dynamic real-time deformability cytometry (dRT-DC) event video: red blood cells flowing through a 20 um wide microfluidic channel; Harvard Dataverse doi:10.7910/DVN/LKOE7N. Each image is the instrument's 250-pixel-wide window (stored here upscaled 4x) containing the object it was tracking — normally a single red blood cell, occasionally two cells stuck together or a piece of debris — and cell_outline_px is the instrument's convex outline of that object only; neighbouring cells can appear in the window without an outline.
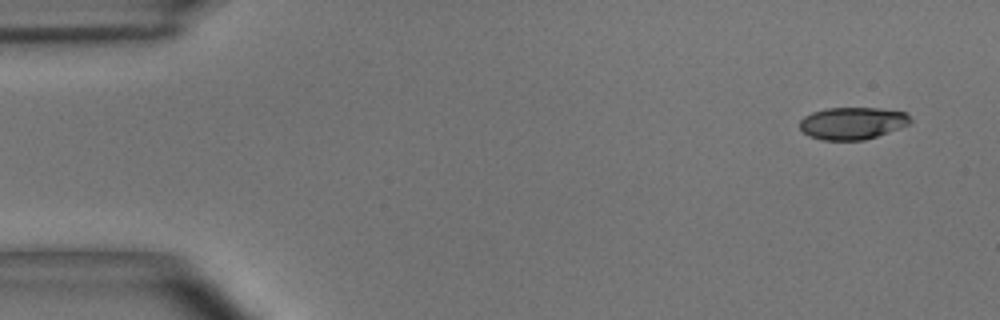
{"species": "common noctule bat (a hibernating species)", "species_latin": "Nyctalus noctula", "temperature_condition": "room temperature", "stored_images_in_passage": 8, "camera_frame_rate_fps": 3000, "um_per_image_px": 0.085, "animal": {"sex": "male", "body_mass_g": 15.6}, "frame": {"image": 1, "passage_image": 1, "time_ms": 0.0, "image_size_px": [1000, 320], "cell_outline_px": [[912, 120], [908, 124], [876, 136], [864, 140], [824, 140], [808, 136], [800, 128], [800, 120], [804, 116], [812, 112], [824, 108], [876, 108], [904, 112]], "centroid_in_image_um": [72.4, 10.47], "position_along_channel_um": 12.6, "area_um2": 20.52}}
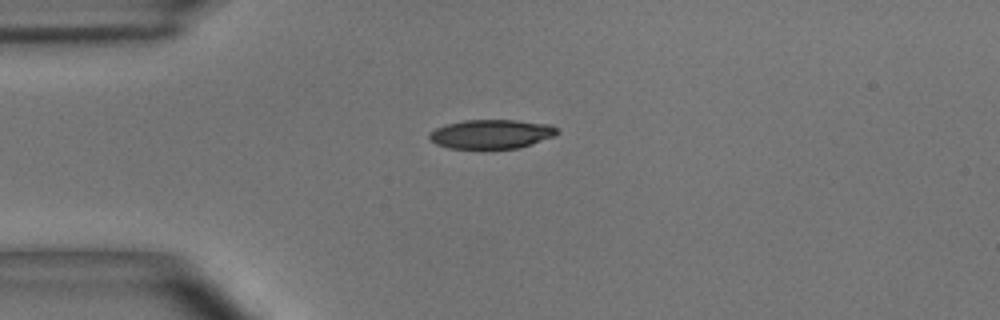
{"frame": {"image": 2, "passage_image": 4, "time_ms": 1.0, "image_size_px": [1000, 320], "cell_outline_px": [[560, 132], [556, 136], [520, 148], [448, 148], [436, 144], [428, 136], [428, 132], [436, 128], [448, 124], [464, 120], [516, 120], [552, 124]], "centroid_in_image_um": [41.81, 11.39], "position_along_channel_um": 43.2, "area_um2": 21.79}}
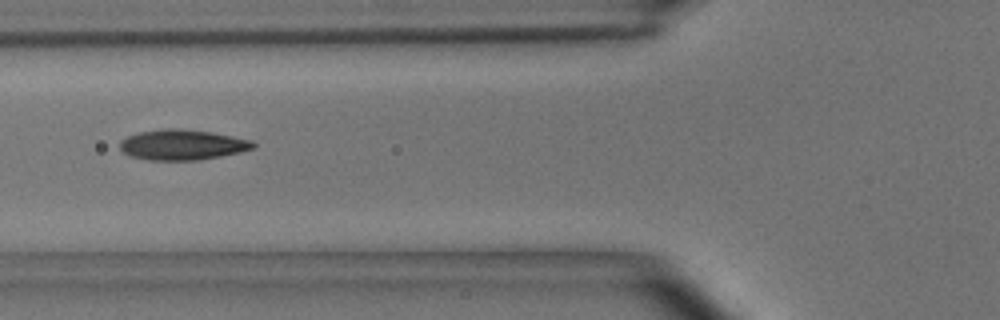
{"frame": {"image": 3, "passage_image": 6, "time_ms": 1.667, "image_size_px": [1000, 320], "cell_outline_px": [[256, 148], [240, 152], [200, 160], [148, 160], [128, 156], [120, 148], [120, 140], [128, 136], [140, 132], [160, 128], [180, 128], [212, 132], [252, 140], [256, 144]], "centroid_in_image_um": [15.5, 12.3], "position_along_channel_um": 110.3, "area_um2": 23.81}}